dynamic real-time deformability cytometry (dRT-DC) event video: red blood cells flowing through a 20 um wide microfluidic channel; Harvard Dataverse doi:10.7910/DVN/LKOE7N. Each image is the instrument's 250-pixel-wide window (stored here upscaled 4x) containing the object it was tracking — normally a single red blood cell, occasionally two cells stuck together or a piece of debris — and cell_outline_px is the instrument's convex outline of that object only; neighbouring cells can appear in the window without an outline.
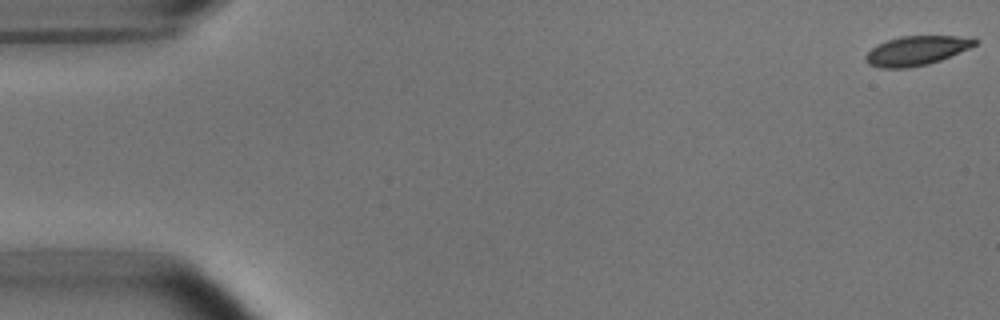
{"species": "common noctule bat (a hibernating species)", "species_latin": "Nyctalus noctula", "temperature_condition": "room temperature", "stored_images_in_passage": 8, "camera_frame_rate_fps": 3000, "um_per_image_px": 0.085, "animal": {"sex": "male", "body_mass_g": 15.6}, "frame": {"image": 1, "passage_image": 1, "time_ms": 0.0, "image_size_px": [1000, 320], "cell_outline_px": [[980, 40], [976, 44], [968, 48], [940, 60], [928, 64], [908, 68], [880, 68], [868, 64], [864, 60], [864, 56], [872, 48], [888, 40], [900, 36], [976, 36]], "centroid_in_image_um": [77.93, 4.3], "position_along_channel_um": 7.1, "area_um2": 18.73}}